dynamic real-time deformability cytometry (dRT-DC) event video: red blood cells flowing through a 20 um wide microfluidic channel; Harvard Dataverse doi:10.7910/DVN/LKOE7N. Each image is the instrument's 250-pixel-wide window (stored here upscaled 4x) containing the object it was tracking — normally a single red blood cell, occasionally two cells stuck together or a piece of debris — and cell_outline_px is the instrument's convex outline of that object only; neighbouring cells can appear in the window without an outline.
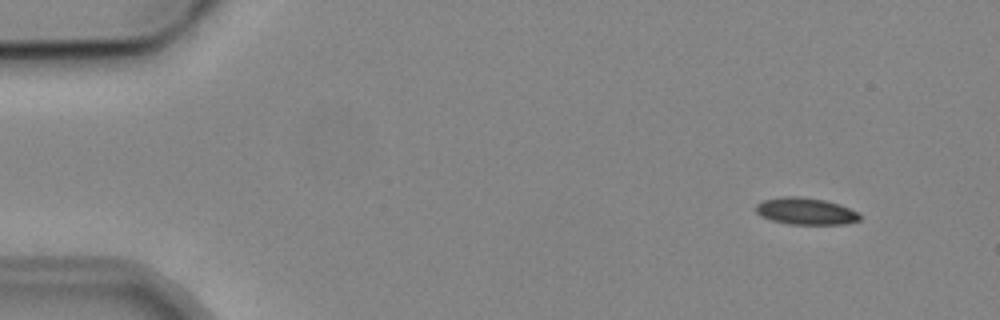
{"species": "common noctule bat (a hibernating species)", "species_latin": "Nyctalus noctula", "temperature_condition": "cold", "stored_images_in_passage": 6, "camera_frame_rate_fps": 3000, "um_per_image_px": 0.085, "animal": {"sex": "male", "body_mass_g": 19.2, "forearm_length_mm": 51.8}, "frame": {"image": 1, "passage_image": 1, "time_ms": 0.0, "image_size_px": [1000, 320], "cell_outline_px": [[860, 220], [848, 224], [788, 224], [772, 220], [760, 216], [756, 212], [756, 204], [764, 200], [784, 196], [800, 196], [824, 200], [840, 204], [856, 212], [860, 216]], "centroid_in_image_um": [68.47, 17.95], "position_along_channel_um": 16.5, "area_um2": 16.24}}
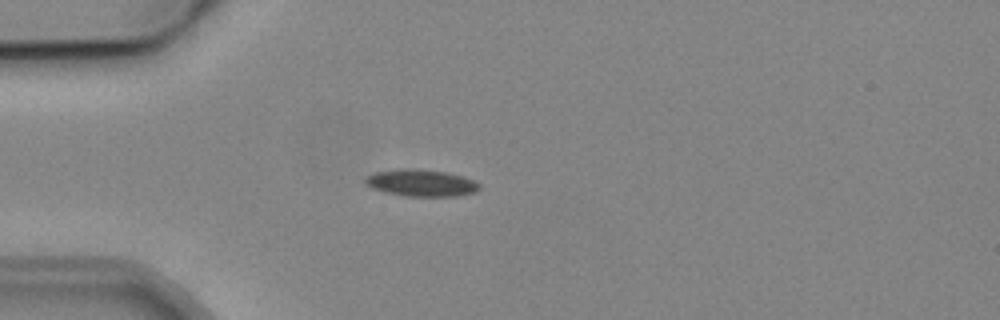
{"frame": {"image": 2, "passage_image": 3, "time_ms": 3.333, "image_size_px": [1000, 320], "cell_outline_px": [[480, 188], [476, 192], [456, 196], [404, 196], [384, 192], [372, 188], [364, 184], [364, 180], [368, 176], [376, 172], [444, 172], [460, 176], [472, 180], [480, 184]], "centroid_in_image_um": [35.84, 15.63], "position_along_channel_um": 49.2, "area_um2": 16.65}}
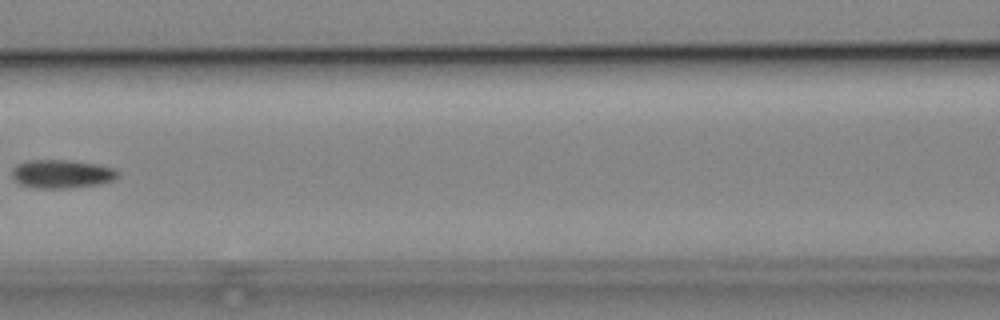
{"frame": {"image": 3, "passage_image": 6, "time_ms": 6.667, "image_size_px": [1000, 320], "cell_outline_px": [[120, 176], [112, 180], [100, 184], [68, 188], [36, 188], [20, 184], [12, 176], [12, 168], [16, 164], [28, 160], [68, 160], [96, 164], [116, 168], [120, 172]], "centroid_in_image_um": [5.27, 14.78], "position_along_channel_um": 161.3, "area_um2": 17.69}}